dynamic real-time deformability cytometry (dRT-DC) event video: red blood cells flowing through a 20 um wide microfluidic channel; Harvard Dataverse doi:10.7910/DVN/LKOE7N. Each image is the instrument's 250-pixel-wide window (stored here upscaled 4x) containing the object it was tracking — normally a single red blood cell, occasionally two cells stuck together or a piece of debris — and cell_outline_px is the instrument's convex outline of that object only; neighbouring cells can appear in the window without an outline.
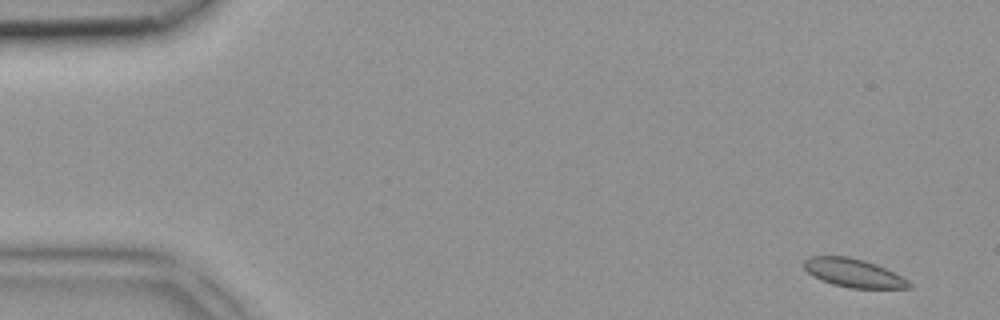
{"species": "common noctule bat (a hibernating species)", "species_latin": "Nyctalus noctula", "temperature_condition": "room temperature", "stored_images_in_passage": 4, "segment_of_instrument_passage": [1, 2], "camera_frame_rate_fps": 3000, "um_per_image_px": 0.085, "animal": {"sex": "female", "body_mass_g": 18.4}, "frame": {"image": 1, "passage_image": 1, "time_ms": 0.0, "image_size_px": [1000, 320], "cell_outline_px": [[912, 288], [852, 288], [832, 284], [812, 276], [804, 268], [804, 260], [808, 256], [848, 256], [864, 260], [876, 264], [908, 280], [912, 284]], "centroid_in_image_um": [72.52, 23.2], "position_along_channel_um": 12.5, "area_um2": 17.34}}
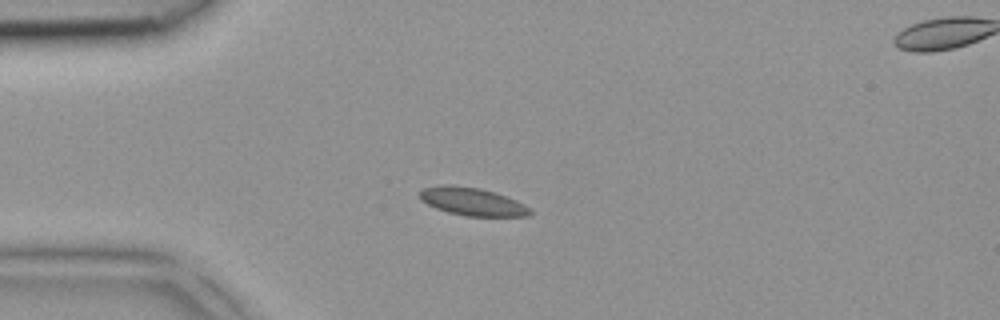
{"frame": {"image": 2, "passage_image": 3, "time_ms": 0.667, "image_size_px": [1000, 320], "cell_outline_px": [[532, 212], [528, 216], [464, 216], [448, 212], [436, 208], [420, 200], [420, 192], [424, 188], [448, 184], [452, 184], [480, 188], [516, 200], [524, 204]], "centroid_in_image_um": [40.12, 17.14], "position_along_channel_um": 44.9, "area_um2": 17.74}}